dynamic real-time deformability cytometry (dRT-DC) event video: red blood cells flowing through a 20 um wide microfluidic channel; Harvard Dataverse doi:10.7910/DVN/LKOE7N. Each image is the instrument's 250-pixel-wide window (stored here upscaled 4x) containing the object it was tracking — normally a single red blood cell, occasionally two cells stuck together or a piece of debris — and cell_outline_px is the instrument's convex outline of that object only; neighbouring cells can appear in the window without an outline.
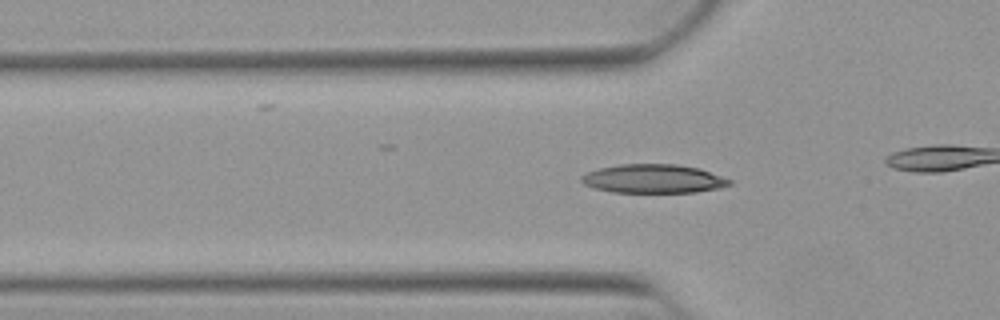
{"species": "Egyptian fruit bat (a non-hibernating species)", "species_latin": "Rousettus aegyptiacus", "temperature_condition": "warm", "stored_images_in_passage": 40, "camera_frame_rate_fps": 3000, "um_per_image_px": 0.085, "animal": {"sex": "female"}, "frame": {"image": 1, "passage_image": 16, "time_ms": 5.0, "image_size_px": [1000, 320], "cell_outline_px": [[732, 184], [720, 188], [696, 192], [612, 192], [592, 188], [584, 184], [580, 180], [580, 176], [588, 172], [600, 168], [620, 164], [676, 164], [700, 168], [732, 180]], "centroid_in_image_um": [55.54, 15.19], "position_along_channel_um": 70.3, "area_um2": 24.91}}
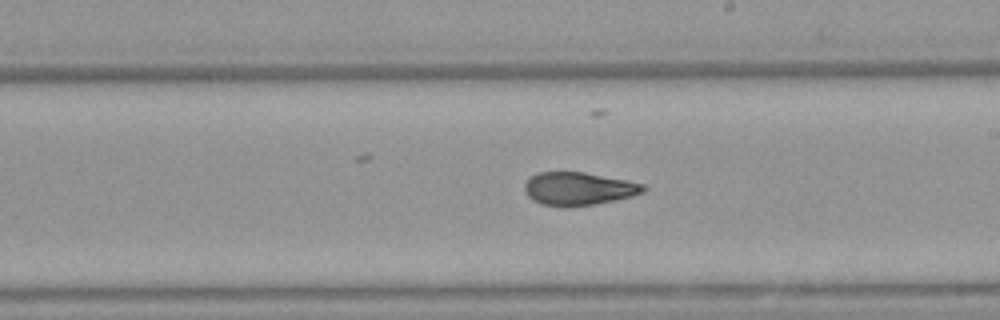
{"frame": {"image": 2, "passage_image": 29, "time_ms": 9.333, "image_size_px": [1000, 320], "cell_outline_px": [[648, 188], [644, 192], [632, 196], [592, 204], [568, 208], [540, 204], [532, 200], [528, 196], [524, 188], [524, 184], [532, 176], [540, 172], [584, 172], [628, 180], [644, 184]], "centroid_in_image_um": [49.18, 16.04], "position_along_channel_um": 239.8, "area_um2": 22.95}}
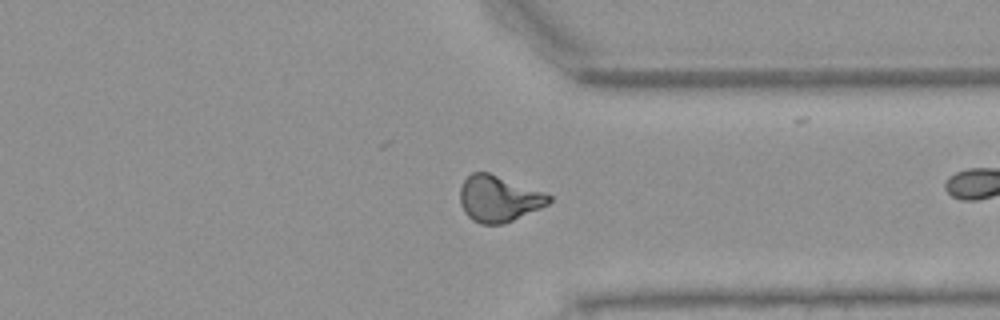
{"frame": {"image": 3, "passage_image": 39, "time_ms": 12.667, "image_size_px": [1000, 320], "cell_outline_px": [[552, 200], [548, 204], [540, 208], [504, 224], [480, 224], [472, 220], [464, 212], [460, 204], [460, 188], [464, 180], [472, 172], [488, 172], [544, 192], [552, 196]], "centroid_in_image_um": [42.37, 16.89], "position_along_channel_um": 369.0, "area_um2": 23.87}}